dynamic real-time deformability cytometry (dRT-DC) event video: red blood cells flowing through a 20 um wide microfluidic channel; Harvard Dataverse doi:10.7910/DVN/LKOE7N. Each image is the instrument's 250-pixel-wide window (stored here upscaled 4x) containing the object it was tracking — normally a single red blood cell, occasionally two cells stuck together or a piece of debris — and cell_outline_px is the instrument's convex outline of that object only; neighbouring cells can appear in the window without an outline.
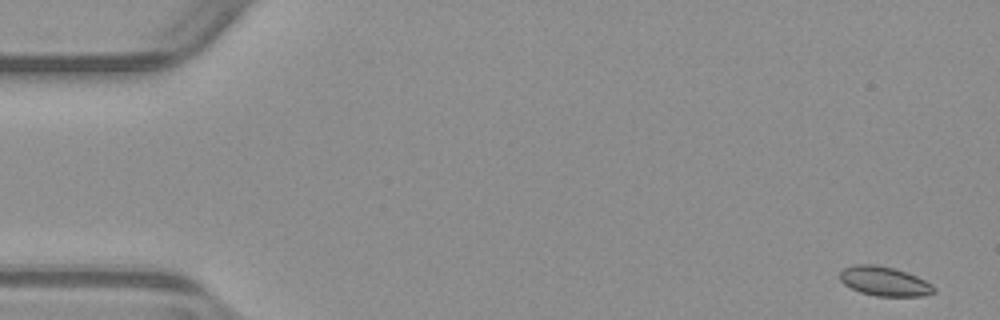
{"species": "common noctule bat (a hibernating species)", "species_latin": "Nyctalus noctula", "temperature_condition": "warm", "stored_images_in_passage": 52, "camera_frame_rate_fps": 3000, "um_per_image_px": 0.085, "animal": {"sex": "male", "body_mass_g": 23.1, "forearm_length_mm": 52.7}, "frame": {"image": 1, "passage_image": 1, "time_ms": 0.0, "image_size_px": [1000, 320], "cell_outline_px": [[936, 292], [920, 296], [876, 296], [860, 292], [844, 284], [840, 280], [840, 272], [844, 268], [852, 264], [876, 264], [896, 268], [916, 276], [932, 284], [936, 288]], "centroid_in_image_um": [75.17, 23.9], "position_along_channel_um": 9.8, "area_um2": 16.18}}
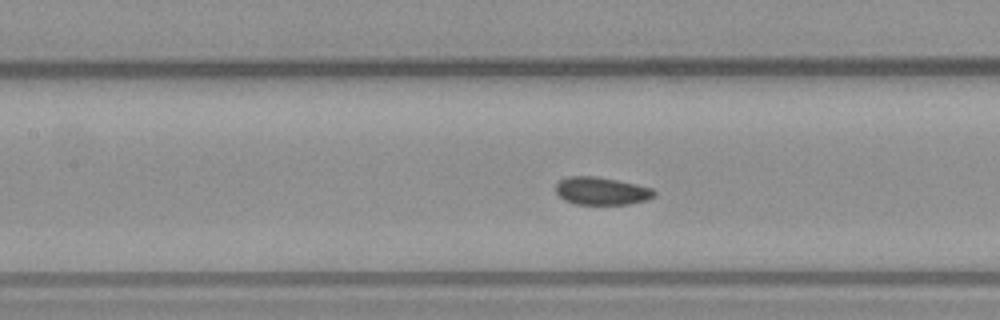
{"frame": {"image": 2, "passage_image": 23, "time_ms": 7.333, "image_size_px": [1000, 320], "cell_outline_px": [[656, 196], [644, 200], [628, 204], [576, 204], [564, 200], [556, 192], [556, 184], [560, 180], [568, 176], [596, 176], [636, 184], [652, 188], [656, 192]], "centroid_in_image_um": [51.12, 16.23], "position_along_channel_um": 156.3, "area_um2": 15.84}}
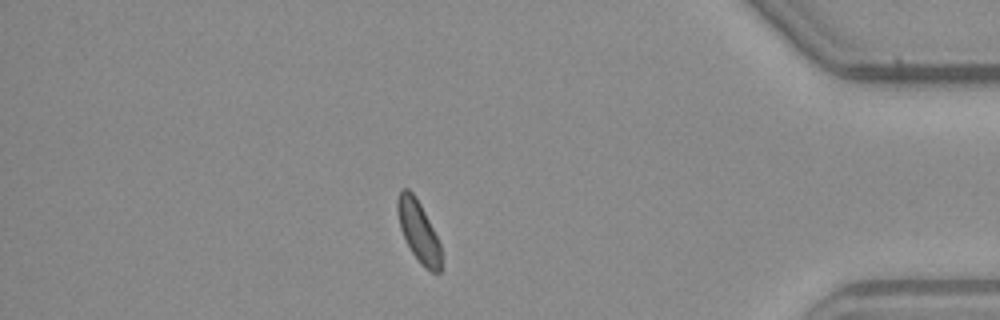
{"frame": {"image": 3, "passage_image": 45, "time_ms": 14.667, "image_size_px": [1000, 320], "cell_outline_px": [[440, 272], [436, 276], [424, 268], [412, 252], [400, 228], [396, 212], [396, 200], [400, 188], [408, 188], [416, 196], [440, 244]], "centroid_in_image_um": [35.54, 19.64], "position_along_channel_um": 399.7, "area_um2": 15.49}, "authors_computed_cell_mechanics": {"area_um2": 16.184, "velocity_mm_per_s": 3.8794, "shape_relaxation_time_tau1_ms": null, "shape_relaxation_time_tau2_ms": 1.3328, "deformation_change_tau1": null, "deformation_change_tau2": 0.0465}}